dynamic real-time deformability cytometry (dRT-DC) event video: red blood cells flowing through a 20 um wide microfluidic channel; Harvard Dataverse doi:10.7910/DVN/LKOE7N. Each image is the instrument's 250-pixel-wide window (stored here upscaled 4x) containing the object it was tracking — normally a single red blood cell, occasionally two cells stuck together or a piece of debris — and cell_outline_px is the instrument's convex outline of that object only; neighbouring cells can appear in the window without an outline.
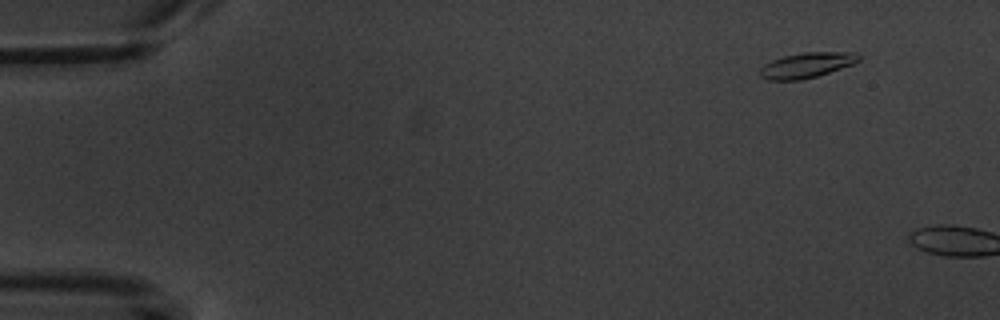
{"species": "common noctule bat (a hibernating species)", "species_latin": "Nyctalus noctula", "temperature_condition": "warm", "stored_images_in_passage": 2, "camera_frame_rate_fps": 3000, "um_per_image_px": 0.085, "animal": {"sex": "male", "body_mass_g": 20.1, "forearm_length_mm": 53.5}, "frame": {"image": 1, "passage_image": 1, "time_ms": 0.0, "image_size_px": [1000, 320], "cell_outline_px": [[860, 60], [852, 64], [816, 76], [800, 80], [768, 80], [760, 76], [760, 68], [764, 64], [772, 60], [784, 56], [804, 52], [856, 52], [860, 56]], "centroid_in_image_um": [68.55, 5.53], "position_along_channel_um": 16.5, "area_um2": 14.39}}